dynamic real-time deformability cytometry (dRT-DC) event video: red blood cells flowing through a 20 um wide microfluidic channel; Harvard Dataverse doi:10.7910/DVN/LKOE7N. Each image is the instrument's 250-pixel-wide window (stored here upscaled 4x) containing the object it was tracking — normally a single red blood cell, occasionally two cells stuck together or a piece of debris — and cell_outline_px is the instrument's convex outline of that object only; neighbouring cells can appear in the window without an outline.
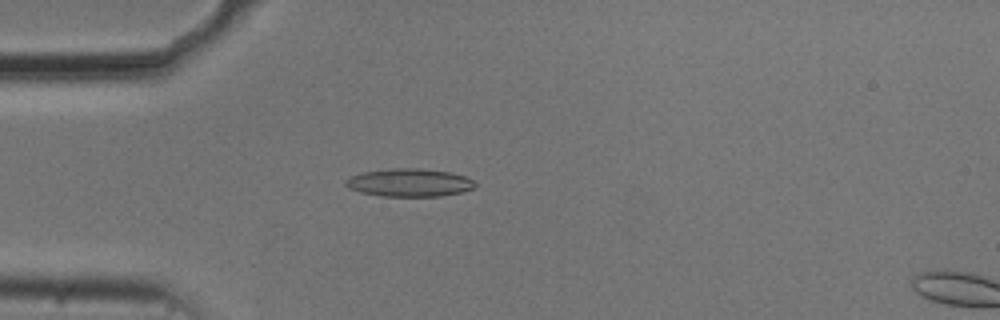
{"species": "common noctule bat (a hibernating species)", "species_latin": "Nyctalus noctula", "temperature_condition": "cold", "stored_images_in_passage": 54, "camera_frame_rate_fps": 3000, "um_per_image_px": 0.085, "animal": {"sex": "male", "body_mass_g": 20.5, "forearm_length_mm": 52.5}, "frame": {"image": 1, "passage_image": 15, "time_ms": 4.667, "image_size_px": [1000, 320], "cell_outline_px": [[476, 188], [460, 192], [440, 196], [380, 196], [360, 192], [348, 188], [344, 184], [344, 180], [352, 176], [364, 172], [388, 168], [420, 168], [452, 172], [464, 176], [472, 180], [476, 184]], "centroid_in_image_um": [34.79, 15.52], "position_along_channel_um": 50.2, "area_um2": 21.21}}
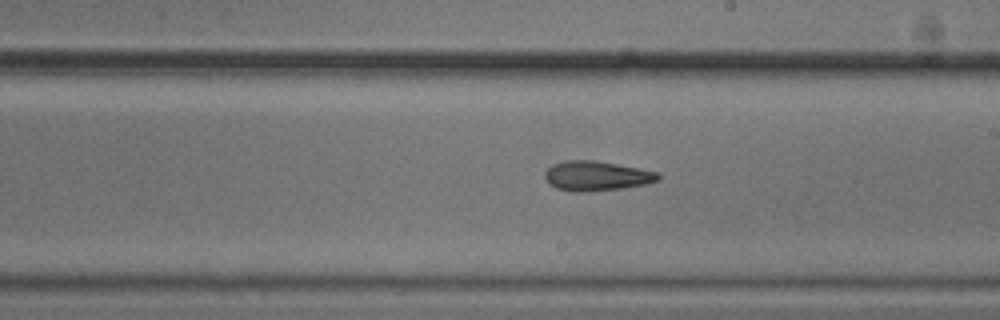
{"frame": {"image": 2, "passage_image": 31, "time_ms": 10.0, "image_size_px": [1000, 320], "cell_outline_px": [[660, 180], [648, 184], [620, 188], [584, 192], [576, 192], [556, 188], [548, 184], [544, 176], [544, 172], [552, 164], [564, 160], [596, 160], [660, 172]], "centroid_in_image_um": [50.7, 14.94], "position_along_channel_um": 238.3, "area_um2": 19.83}}
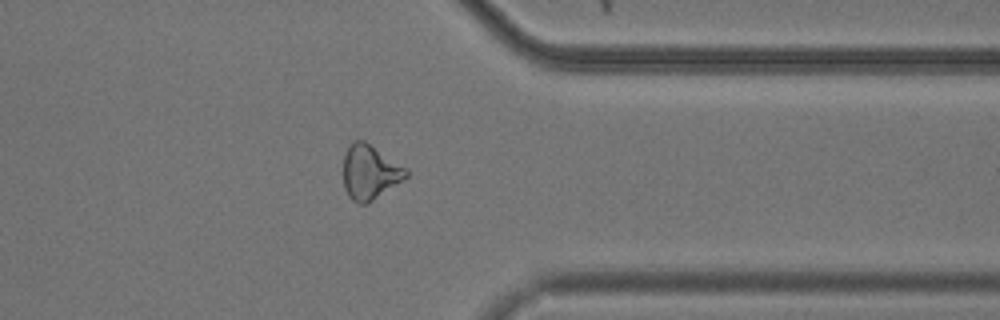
{"frame": {"image": 3, "passage_image": 43, "time_ms": 14.0, "image_size_px": [1000, 320], "cell_outline_px": [[408, 176], [368, 204], [356, 204], [348, 196], [344, 188], [344, 156], [352, 140], [364, 140], [404, 168], [408, 172]], "centroid_in_image_um": [31.39, 14.67], "position_along_channel_um": 380.0, "area_um2": 19.59}, "authors_computed_cell_mechanics": {"area_um2": 19.9699, "velocity_mm_per_s": 3.721, "shape_relaxation_time_tau1_ms": 4.609, "shape_relaxation_time_tau2_ms": 6.0458, "deformation_change_tau1": 0.1402, "deformation_change_tau2": 0.1655}}